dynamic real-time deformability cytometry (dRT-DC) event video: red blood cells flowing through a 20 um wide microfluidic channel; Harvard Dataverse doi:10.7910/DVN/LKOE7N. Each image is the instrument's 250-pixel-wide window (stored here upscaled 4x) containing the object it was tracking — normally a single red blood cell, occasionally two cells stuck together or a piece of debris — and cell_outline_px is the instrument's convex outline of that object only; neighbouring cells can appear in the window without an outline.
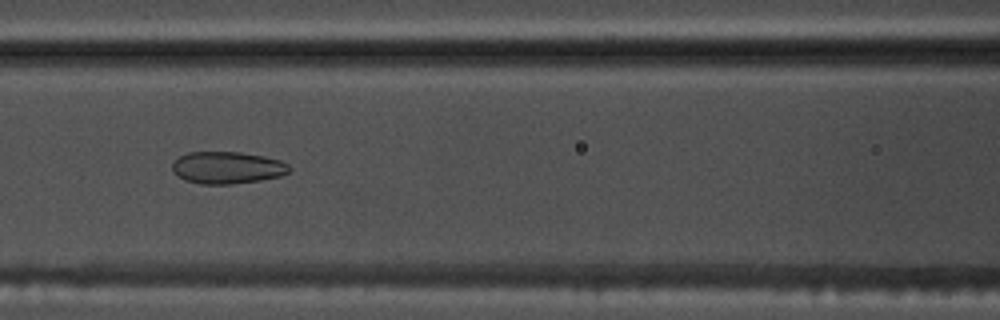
{"species": "common noctule bat (a hibernating species)", "species_latin": "Nyctalus noctula", "temperature_condition": "warm", "stored_images_in_passage": 54, "camera_frame_rate_fps": 3000, "um_per_image_px": 0.085, "animal": {"sex": "male", "body_mass_g": 17.5, "forearm_length_mm": 52.3}, "frame": {"image": 1, "passage_image": 24, "time_ms": 7.667, "image_size_px": [1000, 320], "cell_outline_px": [[292, 168], [288, 172], [280, 176], [260, 180], [232, 184], [200, 184], [184, 180], [172, 168], [172, 164], [180, 156], [188, 152], [240, 152], [264, 156], [280, 160], [288, 164]], "centroid_in_image_um": [19.35, 14.25], "position_along_channel_um": 147.3, "area_um2": 21.79}}
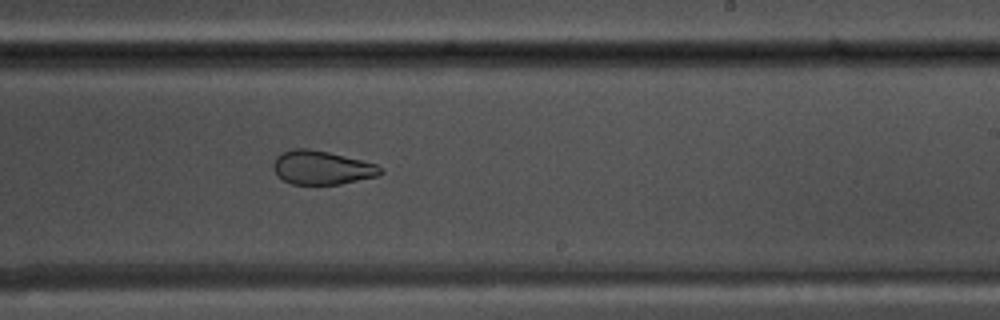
{"frame": {"image": 2, "passage_image": 33, "time_ms": 10.667, "image_size_px": [1000, 320], "cell_outline_px": [[384, 172], [380, 176], [340, 184], [292, 184], [284, 180], [272, 168], [272, 164], [276, 156], [292, 148], [308, 148], [328, 152], [376, 164], [384, 168]], "centroid_in_image_um": [27.38, 14.25], "position_along_channel_um": 261.6, "area_um2": 21.1}}
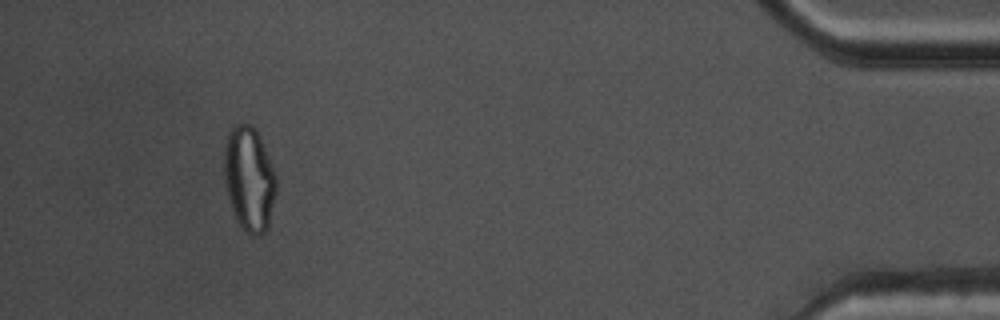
{"frame": {"image": 3, "passage_image": 50, "time_ms": 16.333, "image_size_px": [1000, 320], "cell_outline_px": [[276, 192], [268, 228], [264, 232], [256, 236], [248, 236], [240, 228], [232, 212], [228, 196], [224, 176], [224, 144], [232, 128], [236, 124], [252, 124], [256, 128], [260, 136], [276, 176]], "centroid_in_image_um": [21.18, 15.24], "position_along_channel_um": 414.0, "area_um2": 32.02}, "authors_computed_cell_mechanics": {"area_um2": 27.4261, "velocity_mm_per_s": 3.8274, "shape_relaxation_time_tau1_ms": null, "shape_relaxation_time_tau2_ms": 1.3011, "deformation_change_tau1": null, "deformation_change_tau2": 0.0676}}